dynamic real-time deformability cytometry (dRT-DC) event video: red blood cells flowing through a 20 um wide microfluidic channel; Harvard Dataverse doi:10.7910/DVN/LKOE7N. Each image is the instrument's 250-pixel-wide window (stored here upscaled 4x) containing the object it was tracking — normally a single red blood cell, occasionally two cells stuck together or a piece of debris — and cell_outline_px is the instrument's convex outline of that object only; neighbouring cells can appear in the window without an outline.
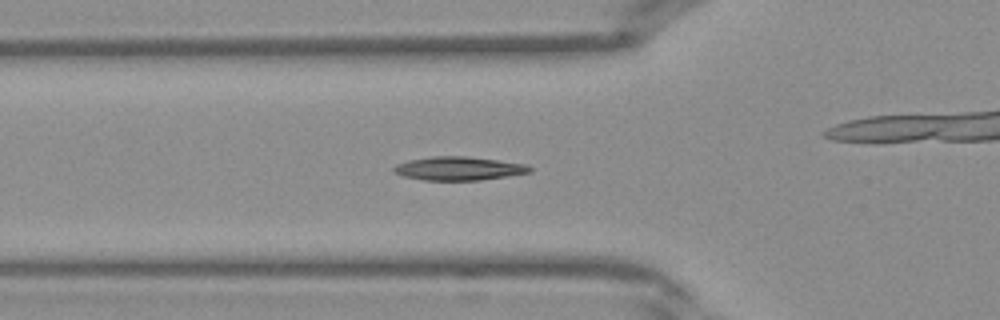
{"species": "Egyptian fruit bat (a non-hibernating species)", "species_latin": "Rousettus aegyptiacus", "temperature_condition": "warm", "stored_images_in_passage": 42, "camera_frame_rate_fps": 3000, "um_per_image_px": 0.085, "frame": {"image": 1, "passage_image": 15, "time_ms": 4.667, "image_size_px": [1000, 320], "cell_outline_px": [[532, 172], [508, 176], [480, 180], [420, 180], [404, 176], [396, 172], [392, 168], [396, 164], [408, 160], [432, 156], [468, 156], [528, 164], [532, 168]], "centroid_in_image_um": [39.02, 14.31], "position_along_channel_um": 86.8, "area_um2": 18.79}}
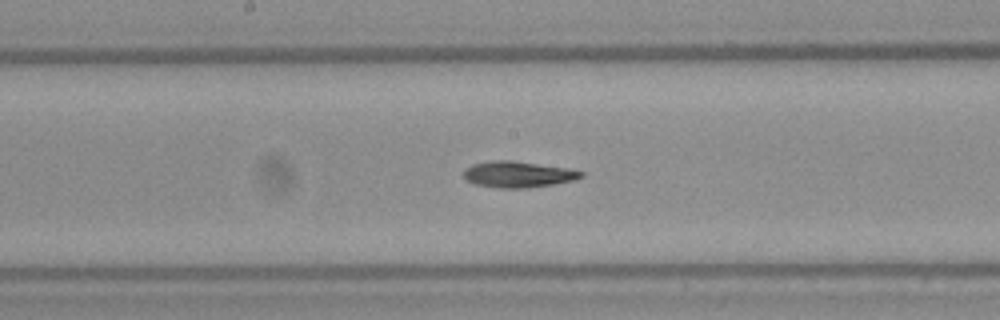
{"frame": {"image": 2, "passage_image": 22, "time_ms": 7.0, "image_size_px": [1000, 320], "cell_outline_px": [[584, 176], [576, 180], [528, 188], [500, 188], [472, 184], [464, 176], [464, 168], [472, 164], [492, 160], [512, 160], [572, 168], [584, 172]], "centroid_in_image_um": [44.06, 14.81], "position_along_channel_um": 204.1, "area_um2": 18.21}}
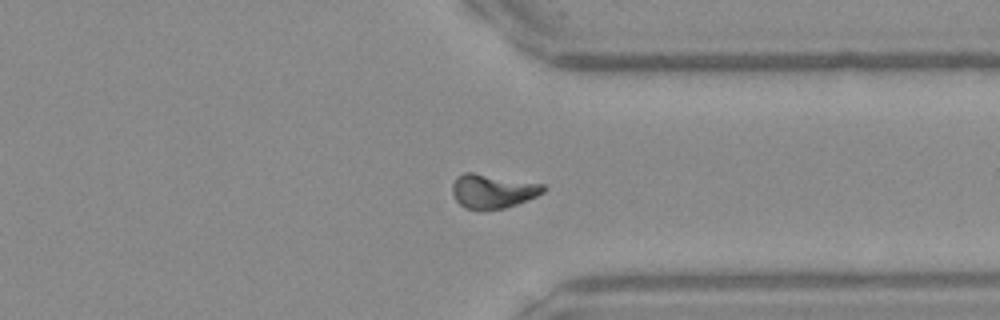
{"frame": {"image": 3, "passage_image": 32, "time_ms": 10.333, "image_size_px": [1000, 320], "cell_outline_px": [[544, 192], [536, 196], [516, 204], [504, 208], [464, 208], [456, 200], [452, 192], [452, 184], [456, 176], [464, 172], [472, 172], [544, 184]], "centroid_in_image_um": [41.85, 16.22], "position_along_channel_um": 369.6, "area_um2": 17.74}}